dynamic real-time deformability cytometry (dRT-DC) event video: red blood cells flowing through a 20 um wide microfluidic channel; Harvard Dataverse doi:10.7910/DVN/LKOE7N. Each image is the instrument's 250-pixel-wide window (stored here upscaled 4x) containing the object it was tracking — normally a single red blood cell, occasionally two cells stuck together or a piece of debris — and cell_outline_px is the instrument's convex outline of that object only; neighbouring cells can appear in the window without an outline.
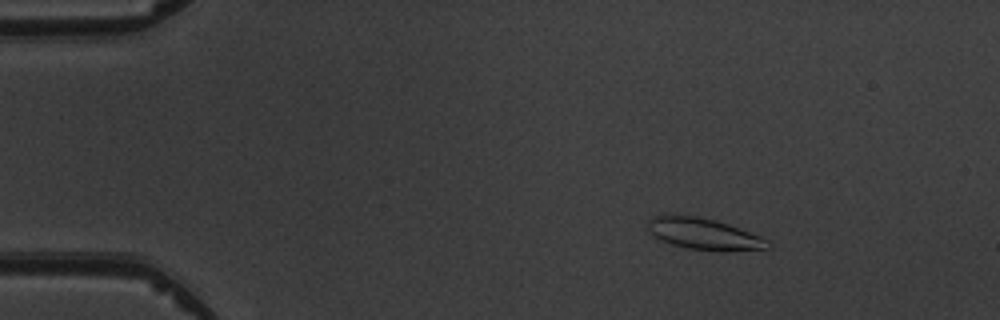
{"species": "common noctule bat (a hibernating species)", "species_latin": "Nyctalus noctula", "temperature_condition": "warm", "stored_images_in_passage": 5, "camera_frame_rate_fps": 3000, "um_per_image_px": 0.085, "animal": {"sex": "male", "body_mass_g": 19.5, "forearm_length_mm": 54.6}, "frame": {"image": 1, "passage_image": 3, "time_ms": 2.333, "image_size_px": [1000, 320], "cell_outline_px": [[772, 248], [688, 248], [672, 244], [660, 240], [652, 236], [648, 228], [648, 220], [652, 216], [664, 212], [696, 216], [716, 220], [728, 224], [760, 236], [768, 240]], "centroid_in_image_um": [59.66, 19.79], "position_along_channel_um": 25.3, "area_um2": 21.33}}